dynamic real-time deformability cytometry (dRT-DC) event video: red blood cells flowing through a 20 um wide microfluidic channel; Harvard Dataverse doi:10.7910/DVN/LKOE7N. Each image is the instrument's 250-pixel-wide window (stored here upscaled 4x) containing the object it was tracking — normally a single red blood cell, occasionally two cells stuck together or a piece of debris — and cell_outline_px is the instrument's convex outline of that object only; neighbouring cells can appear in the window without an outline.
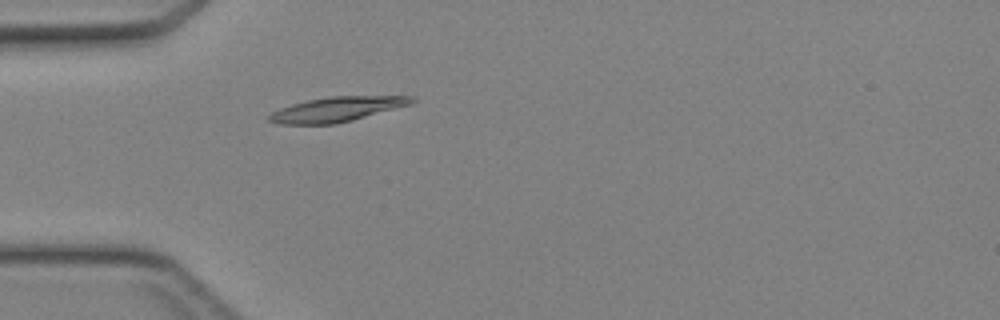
{"species": "Egyptian fruit bat (a non-hibernating species)", "species_latin": "Rousettus aegyptiacus", "temperature_condition": "cold", "stored_images_in_passage": 26, "camera_frame_rate_fps": 3000, "um_per_image_px": 0.085, "animal": {"sex": "female"}, "frame": {"image": 1, "passage_image": 1, "time_ms": 0.0, "image_size_px": [1000, 320], "cell_outline_px": [[416, 100], [412, 104], [352, 120], [336, 124], [276, 124], [268, 120], [264, 116], [280, 108], [292, 104], [308, 100], [328, 96], [412, 96]], "centroid_in_image_um": [28.59, 9.29], "position_along_channel_um": 56.4, "area_um2": 20.63}}
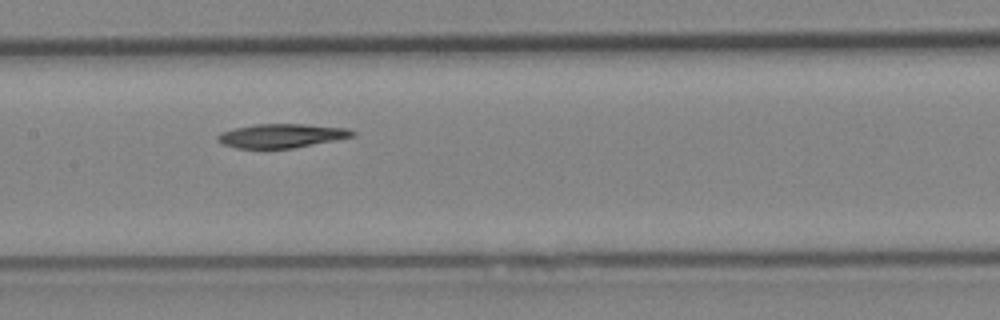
{"frame": {"image": 2, "passage_image": 10, "time_ms": 3.0, "image_size_px": [1000, 320], "cell_outline_px": [[356, 136], [292, 148], [236, 148], [224, 144], [216, 140], [216, 136], [220, 132], [236, 128], [256, 124], [304, 124], [348, 128], [356, 132]], "centroid_in_image_um": [23.94, 11.53], "position_along_channel_um": 183.5, "area_um2": 18.73}}
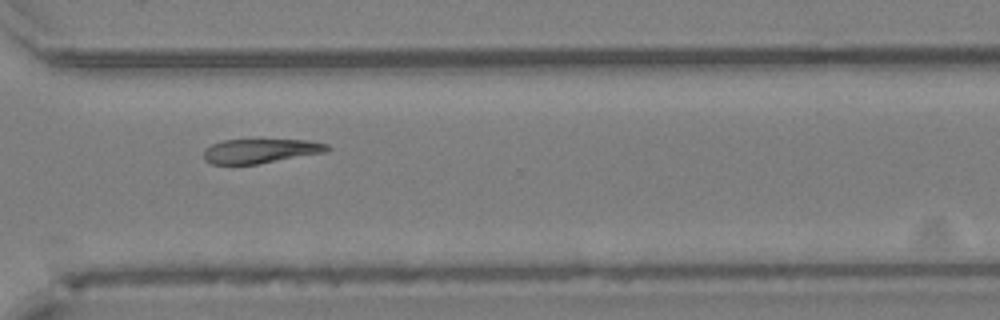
{"frame": {"image": 3, "passage_image": 21, "time_ms": 6.667, "image_size_px": [1000, 320], "cell_outline_px": [[332, 148], [328, 152], [256, 164], [212, 164], [204, 160], [204, 148], [212, 144], [224, 140], [308, 140], [328, 144]], "centroid_in_image_um": [22.17, 12.83], "position_along_channel_um": 348.4, "area_um2": 17.57}}